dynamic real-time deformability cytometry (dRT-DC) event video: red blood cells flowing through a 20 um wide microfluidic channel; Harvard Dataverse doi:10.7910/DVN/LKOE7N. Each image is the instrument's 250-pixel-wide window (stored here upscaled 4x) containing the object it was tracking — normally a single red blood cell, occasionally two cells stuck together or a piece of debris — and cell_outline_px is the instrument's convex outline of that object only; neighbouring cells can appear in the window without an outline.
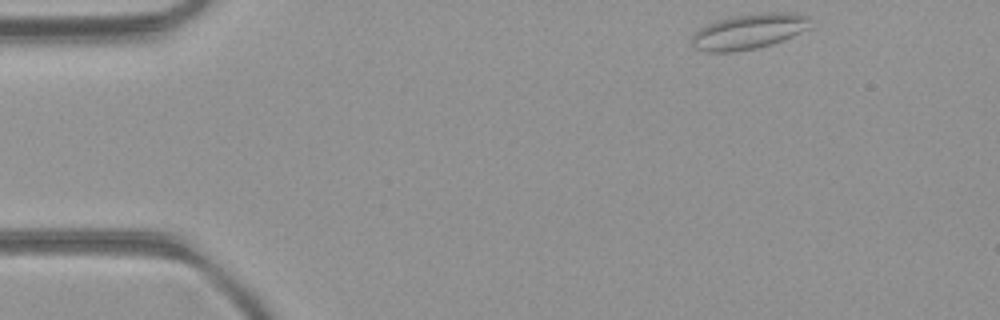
{"species": "common noctule bat (a hibernating species)", "species_latin": "Nyctalus noctula", "temperature_condition": "room temperature", "stored_images_in_passage": 43, "camera_frame_rate_fps": 3000, "um_per_image_px": 0.085, "animal": {"sex": "female", "body_mass_g": 21.9}, "frame": {"image": 1, "passage_image": 1, "time_ms": 0.0, "image_size_px": [1000, 320], "cell_outline_px": [[808, 28], [792, 36], [772, 44], [756, 48], [732, 52], [708, 52], [696, 48], [692, 44], [692, 36], [700, 28], [716, 20], [756, 12], [792, 12], [808, 16]], "centroid_in_image_um": [63.64, 2.66], "position_along_channel_um": 21.4, "area_um2": 24.16}}
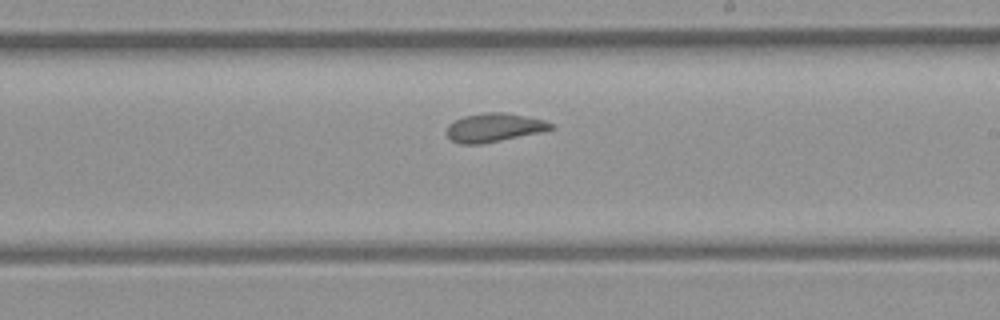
{"frame": {"image": 2, "passage_image": 23, "time_ms": 7.333, "image_size_px": [1000, 320], "cell_outline_px": [[556, 128], [540, 132], [480, 144], [460, 144], [452, 140], [448, 136], [448, 124], [464, 116], [484, 112], [504, 112], [544, 120], [552, 124]], "centroid_in_image_um": [42.0, 10.83], "position_along_channel_um": 247.0, "area_um2": 17.11}}
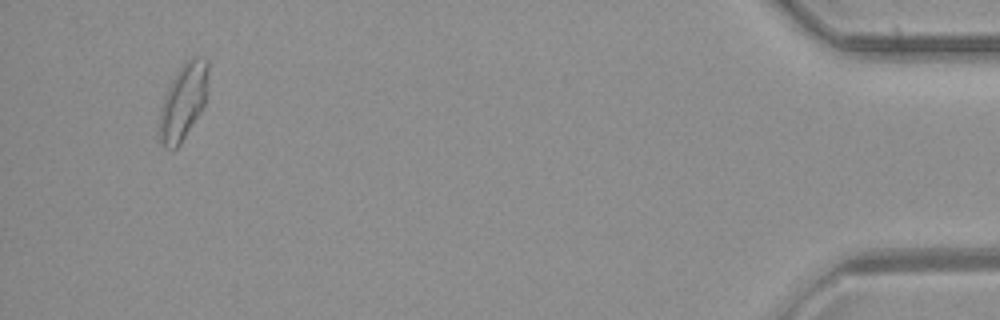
{"frame": {"image": 3, "passage_image": 41, "time_ms": 13.333, "image_size_px": [1000, 320], "cell_outline_px": [[208, 88], [204, 104], [200, 112], [180, 144], [176, 148], [164, 148], [160, 144], [160, 108], [168, 88], [176, 72], [184, 60], [188, 56], [200, 56], [208, 60]], "centroid_in_image_um": [15.6, 8.57], "position_along_channel_um": 419.6, "area_um2": 21.68}, "authors_computed_cell_mechanics": {"area_um2": 18.2648, "velocity_mm_per_s": 4.2679, "shape_relaxation_time_tau1_ms": null, "shape_relaxation_time_tau2_ms": 1.8655, "deformation_change_tau1": null, "deformation_change_tau2": 0.0834}}